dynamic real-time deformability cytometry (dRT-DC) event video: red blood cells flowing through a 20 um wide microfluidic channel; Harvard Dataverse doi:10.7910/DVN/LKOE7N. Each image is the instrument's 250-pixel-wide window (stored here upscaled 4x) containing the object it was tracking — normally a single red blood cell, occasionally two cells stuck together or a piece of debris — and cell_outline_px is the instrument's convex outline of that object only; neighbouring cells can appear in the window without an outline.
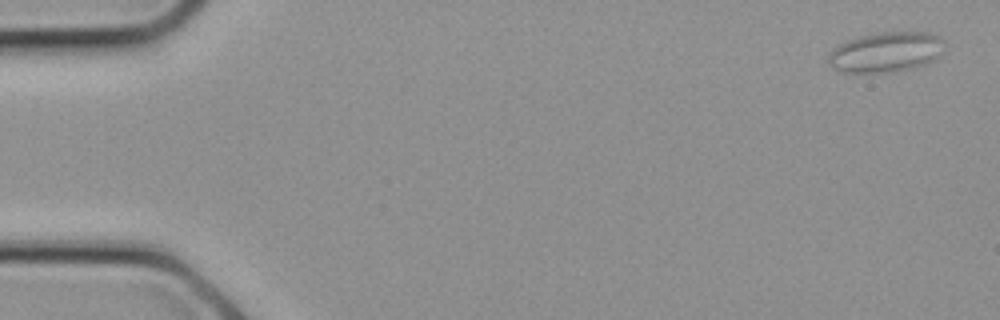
{"species": "common noctule bat (a hibernating species)", "species_latin": "Nyctalus noctula", "temperature_condition": "cold", "stored_images_in_passage": 7, "camera_frame_rate_fps": 3000, "um_per_image_px": 0.085, "animal": {"sex": "female", "body_mass_g": 21.9}, "frame": {"image": 1, "passage_image": 1, "time_ms": 0.0, "image_size_px": [1000, 320], "cell_outline_px": [[944, 40], [936, 60], [928, 64], [916, 68], [896, 72], [840, 72], [832, 68], [828, 64], [828, 52], [832, 48], [848, 40], [860, 36], [880, 32], [928, 32], [940, 36]], "centroid_in_image_um": [75.29, 4.44], "position_along_channel_um": 9.7, "area_um2": 27.51}}